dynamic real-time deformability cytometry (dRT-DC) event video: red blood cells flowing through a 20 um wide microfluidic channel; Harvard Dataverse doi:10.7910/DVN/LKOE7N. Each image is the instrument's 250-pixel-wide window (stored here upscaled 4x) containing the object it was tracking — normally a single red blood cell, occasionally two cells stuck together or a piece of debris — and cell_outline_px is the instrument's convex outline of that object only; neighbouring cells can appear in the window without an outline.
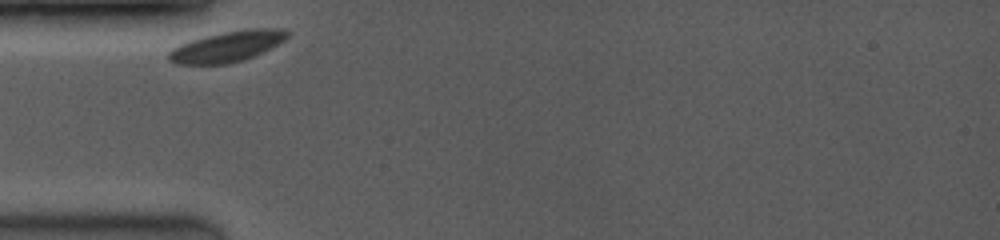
{"species": "common noctule bat (a hibernating species)", "species_latin": "Nyctalus noctula", "temperature_condition": "room temperature", "stored_images_in_passage": 26, "camera_frame_rate_fps": 3500, "um_per_image_px": 0.085, "animal": {"sex": "female", "body_mass_g": 19.0, "forearm_length_mm": 53.3}, "frame": {"image": 1, "passage_image": 1, "time_ms": 0.0, "image_size_px": [1000, 240], "cell_outline_px": [[288, 36], [284, 40], [244, 60], [228, 64], [176, 64], [168, 60], [168, 52], [172, 48], [180, 44], [204, 36], [224, 32], [252, 28], [284, 28], [288, 32]], "centroid_in_image_um": [19.27, 3.95], "position_along_channel_um": 65.7, "area_um2": 20.98}}
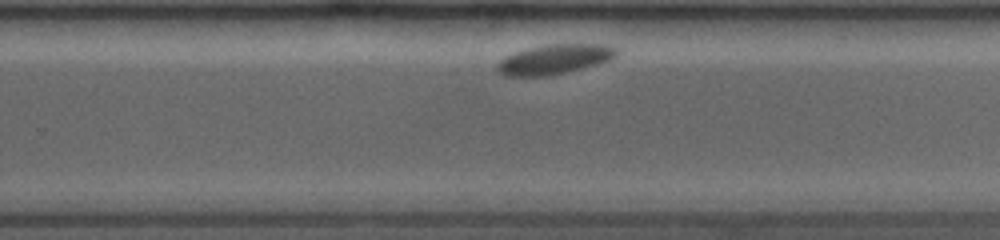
{"frame": {"image": 2, "passage_image": 18, "time_ms": 6.286, "image_size_px": [1000, 240], "cell_outline_px": [[620, 52], [612, 60], [600, 64], [584, 68], [544, 76], [504, 76], [496, 68], [496, 64], [500, 60], [516, 52], [528, 48], [548, 44], [608, 44], [616, 48]], "centroid_in_image_um": [47.2, 5.03], "position_along_channel_um": 282.6, "area_um2": 20.75}}
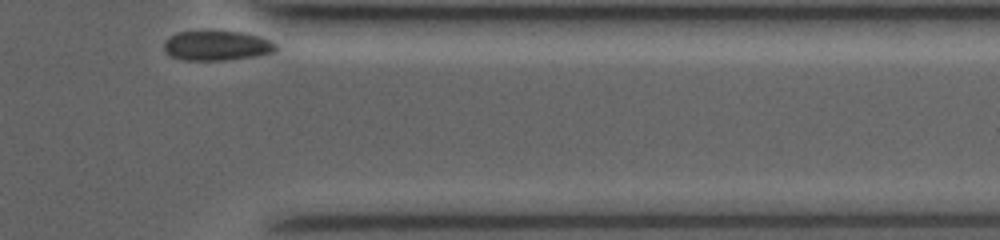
{"frame": {"image": 3, "passage_image": 26, "time_ms": 9.429, "image_size_px": [1000, 240], "cell_outline_px": [[276, 52], [252, 56], [224, 60], [184, 60], [172, 56], [164, 48], [164, 40], [168, 36], [176, 32], [244, 32], [260, 36], [272, 40], [276, 44]], "centroid_in_image_um": [18.45, 3.87], "position_along_channel_um": 393.0, "area_um2": 19.25}, "authors_computed_cell_mechanics": {"area_um2": 21.0681, "velocity_mm_per_s": 3.4658, "shape_relaxation_time_tau1_ms": 1.3046, "shape_relaxation_time_tau2_ms": null, "deformation_change_tau1": 0.0323, "deformation_change_tau2": null}}